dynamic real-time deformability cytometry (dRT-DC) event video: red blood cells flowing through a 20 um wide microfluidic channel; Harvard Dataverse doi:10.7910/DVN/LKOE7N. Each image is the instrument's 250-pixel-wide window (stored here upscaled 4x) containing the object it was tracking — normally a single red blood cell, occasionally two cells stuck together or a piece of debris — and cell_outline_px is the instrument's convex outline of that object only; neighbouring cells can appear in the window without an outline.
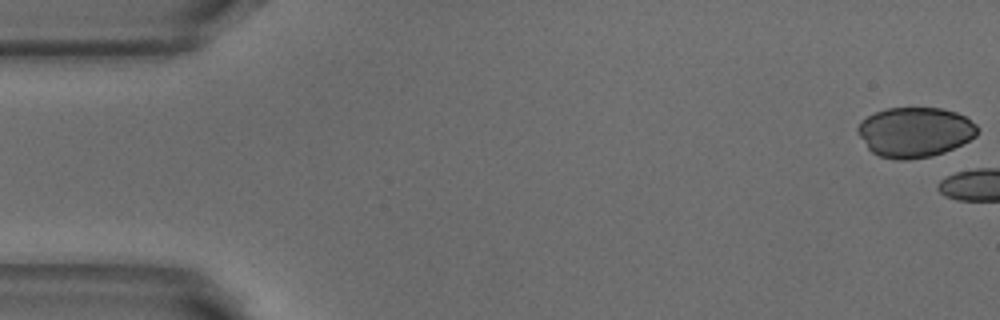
{"species": "common noctule bat (a hibernating species)", "species_latin": "Nyctalus noctula", "temperature_condition": "warm", "stored_images_in_passage": 4, "camera_frame_rate_fps": 3000, "um_per_image_px": 0.085, "animal": {"sex": "male", "body_mass_g": 18.8}, "frame": {"image": 1, "passage_image": 1, "time_ms": 0.0, "image_size_px": [1000, 320], "cell_outline_px": [[976, 136], [944, 152], [932, 156], [908, 160], [896, 160], [880, 156], [872, 152], [868, 148], [856, 132], [856, 128], [860, 120], [884, 108], [940, 108], [956, 112], [964, 116], [976, 124]], "centroid_in_image_um": [77.71, 11.23], "position_along_channel_um": 7.3, "area_um2": 34.8}}